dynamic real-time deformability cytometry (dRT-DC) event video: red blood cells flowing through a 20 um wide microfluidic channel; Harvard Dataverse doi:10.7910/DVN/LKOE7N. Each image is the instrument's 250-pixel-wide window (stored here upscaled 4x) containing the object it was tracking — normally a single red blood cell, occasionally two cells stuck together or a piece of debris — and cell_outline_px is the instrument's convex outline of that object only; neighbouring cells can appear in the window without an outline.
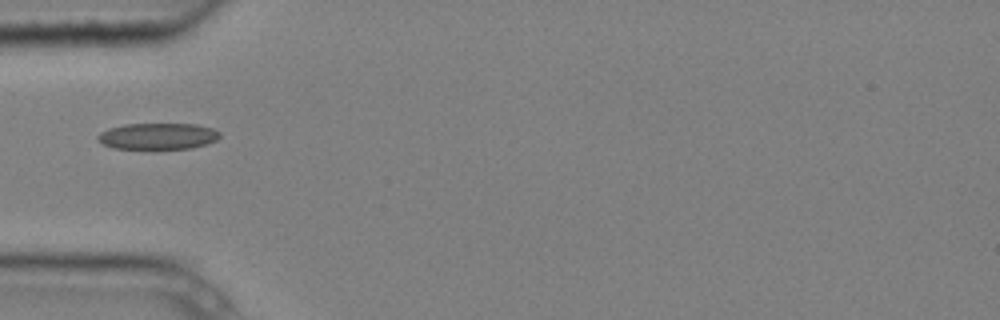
{"species": "common noctule bat (a hibernating species)", "species_latin": "Nyctalus noctula", "temperature_condition": "cold", "stored_images_in_passage": 4, "camera_frame_rate_fps": 3000, "um_per_image_px": 0.085, "animal": {"sex": "male", "body_mass_g": 20.4}, "frame": {"image": 1, "passage_image": 3, "time_ms": 0.667, "image_size_px": [1000, 320], "cell_outline_px": [[220, 136], [216, 140], [192, 148], [112, 148], [104, 144], [96, 136], [100, 132], [108, 128], [124, 124], [196, 124], [212, 128], [220, 132]], "centroid_in_image_um": [13.41, 11.56], "position_along_channel_um": 71.6, "area_um2": 18.5}}
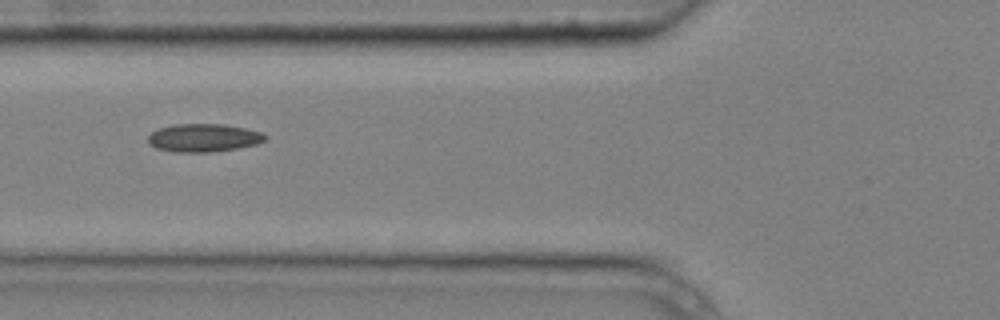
{"frame": {"image": 2, "passage_image": 4, "time_ms": 1.0, "image_size_px": [1000, 320], "cell_outline_px": [[268, 136], [264, 140], [256, 144], [240, 148], [212, 152], [172, 152], [156, 148], [148, 144], [148, 136], [152, 132], [160, 128], [172, 124], [224, 124], [264, 132]], "centroid_in_image_um": [17.31, 11.72], "position_along_channel_um": 108.5, "area_um2": 19.36}}